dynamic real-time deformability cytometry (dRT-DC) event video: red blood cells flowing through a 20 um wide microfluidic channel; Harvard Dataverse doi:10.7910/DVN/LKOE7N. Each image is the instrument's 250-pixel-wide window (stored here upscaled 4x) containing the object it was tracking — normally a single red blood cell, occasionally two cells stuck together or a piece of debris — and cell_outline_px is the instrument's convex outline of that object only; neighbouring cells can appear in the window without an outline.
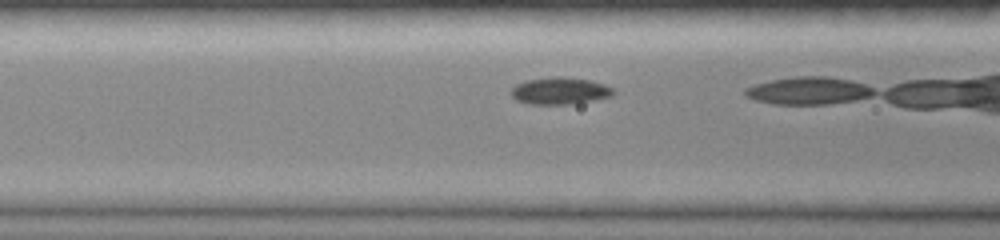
{"species": "common noctule bat (a hibernating species)", "species_latin": "Nyctalus noctula", "temperature_condition": "room temperature", "stored_images_in_passage": 19, "camera_frame_rate_fps": 3000, "um_per_image_px": 0.085, "animal": {"sex": "female", "body_mass_g": 19.0, "forearm_length_mm": 51.5}, "frame": {"image": 1, "passage_image": 11, "time_ms": 3.333, "image_size_px": [1000, 240], "cell_outline_px": [[616, 92], [612, 96], [592, 100], [568, 104], [532, 104], [516, 100], [512, 96], [512, 88], [516, 84], [528, 80], [552, 76], [564, 76], [588, 80], [604, 84], [612, 88]], "centroid_in_image_um": [47.6, 7.71], "position_along_channel_um": 119.0, "area_um2": 15.95}}